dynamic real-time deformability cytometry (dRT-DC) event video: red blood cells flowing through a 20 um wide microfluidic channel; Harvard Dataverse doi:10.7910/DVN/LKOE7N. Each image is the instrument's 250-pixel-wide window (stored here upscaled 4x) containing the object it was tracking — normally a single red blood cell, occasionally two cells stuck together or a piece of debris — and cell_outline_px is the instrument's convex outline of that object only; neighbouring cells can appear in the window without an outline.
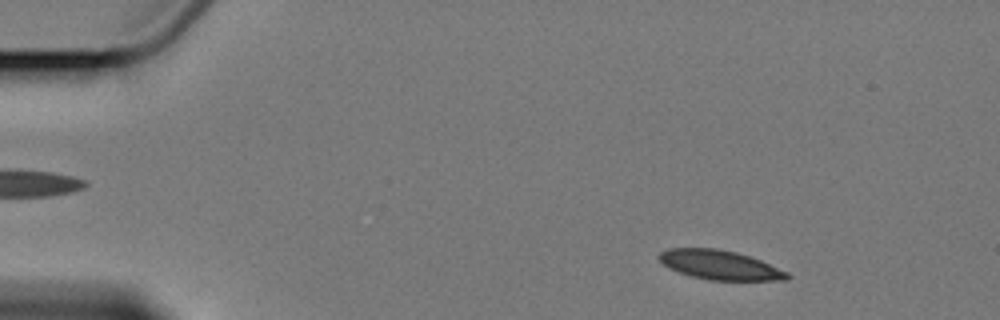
{"species": "Egyptian fruit bat (a non-hibernating species)", "species_latin": "Rousettus aegyptiacus", "temperature_condition": "cold", "stored_images_in_passage": 3, "camera_frame_rate_fps": 3000, "um_per_image_px": 0.085, "animal": {"sex": "female"}, "frame": {"image": 1, "passage_image": 1, "time_ms": 0.0, "image_size_px": [1000, 320], "cell_outline_px": [[792, 276], [788, 280], [708, 280], [692, 276], [668, 268], [656, 256], [660, 252], [668, 248], [716, 248], [736, 252], [760, 260], [788, 272]], "centroid_in_image_um": [61.18, 22.52], "position_along_channel_um": 23.8, "area_um2": 21.85}}
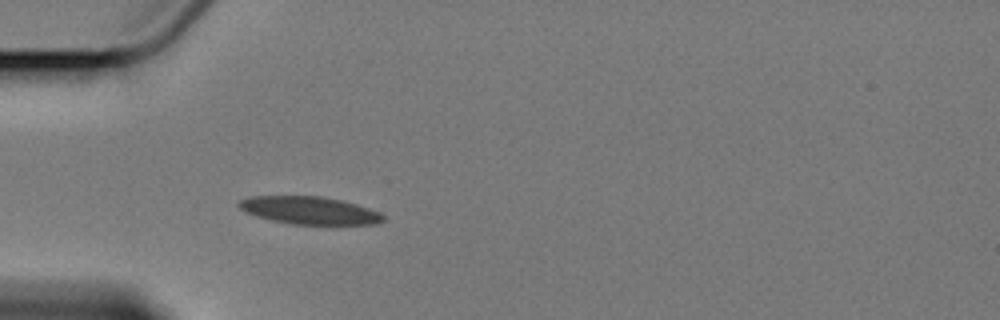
{"frame": {"image": 2, "passage_image": 3, "time_ms": 3.333, "image_size_px": [1000, 320], "cell_outline_px": [[384, 220], [376, 224], [292, 224], [272, 220], [256, 216], [244, 212], [236, 204], [240, 200], [248, 196], [320, 196], [340, 200], [356, 204], [380, 212], [384, 216]], "centroid_in_image_um": [26.26, 17.88], "position_along_channel_um": 58.7, "area_um2": 23.18}}